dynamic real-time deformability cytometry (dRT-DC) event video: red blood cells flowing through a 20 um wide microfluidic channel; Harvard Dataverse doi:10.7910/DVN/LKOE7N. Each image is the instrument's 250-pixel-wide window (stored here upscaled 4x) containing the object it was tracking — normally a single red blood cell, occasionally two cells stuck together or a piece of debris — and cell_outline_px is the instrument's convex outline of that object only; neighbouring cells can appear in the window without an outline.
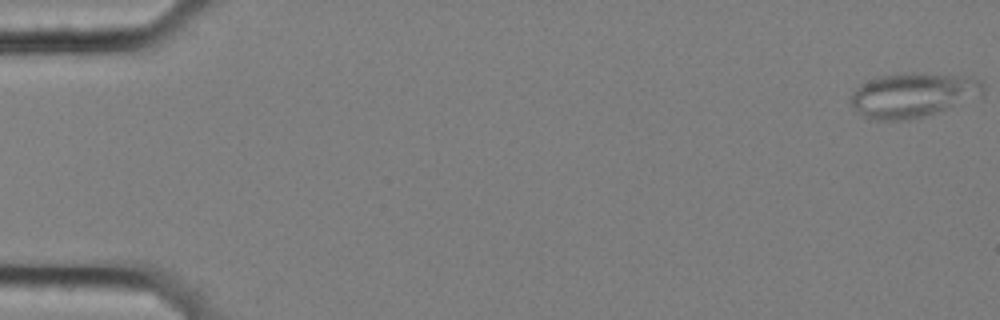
{"species": "common noctule bat (a hibernating species)", "species_latin": "Nyctalus noctula", "temperature_condition": "cold", "stored_images_in_passage": 58, "segment_of_instrument_passage": [1, 2], "camera_frame_rate_fps": 3000, "um_per_image_px": 0.085, "animal": {"sex": "female", "body_mass_g": 25.1}, "frame": {"image": 1, "passage_image": 1, "time_ms": 0.0, "image_size_px": [1000, 320], "cell_outline_px": [[984, 88], [980, 96], [920, 116], [900, 120], [868, 120], [848, 100], [852, 92], [860, 84], [876, 76], [912, 72], [916, 72], [972, 76], [984, 80]], "centroid_in_image_um": [77.57, 8.03], "position_along_channel_um": 7.4, "area_um2": 34.16}}
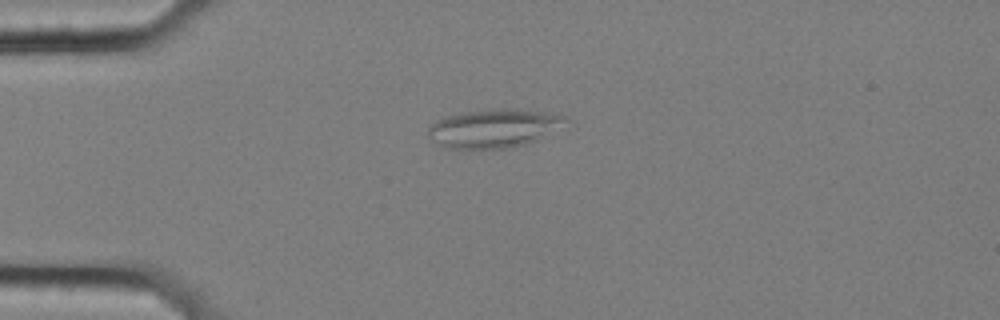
{"frame": {"image": 2, "passage_image": 15, "time_ms": 4.667, "image_size_px": [1000, 320], "cell_outline_px": [[572, 120], [536, 140], [528, 144], [512, 148], [444, 148], [432, 140], [428, 136], [428, 128], [436, 120], [460, 112], [492, 108], [516, 108], [544, 112], [568, 116]], "centroid_in_image_um": [42.0, 10.89], "position_along_channel_um": 43.0, "area_um2": 31.21}}